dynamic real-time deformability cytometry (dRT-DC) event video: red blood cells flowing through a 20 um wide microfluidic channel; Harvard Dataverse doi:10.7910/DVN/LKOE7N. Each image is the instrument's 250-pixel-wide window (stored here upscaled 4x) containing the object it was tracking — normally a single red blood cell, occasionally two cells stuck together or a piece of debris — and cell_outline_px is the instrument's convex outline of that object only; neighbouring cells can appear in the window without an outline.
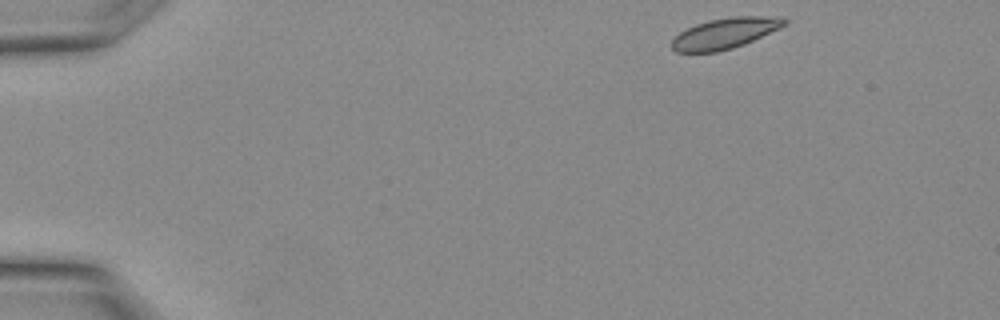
{"species": "Egyptian fruit bat (a non-hibernating species)", "species_latin": "Rousettus aegyptiacus", "temperature_condition": "warm", "stored_images_in_passage": 27, "camera_frame_rate_fps": 3000, "um_per_image_px": 0.085, "animal": {"sex": "female"}, "frame": {"image": 1, "passage_image": 1, "time_ms": 0.0, "image_size_px": [1000, 320], "cell_outline_px": [[788, 24], [780, 28], [744, 44], [732, 48], [716, 52], [676, 52], [672, 48], [672, 40], [680, 32], [696, 24], [712, 20], [732, 16], [780, 16], [788, 20]], "centroid_in_image_um": [61.67, 2.82], "position_along_channel_um": 23.3, "area_um2": 20.06}}
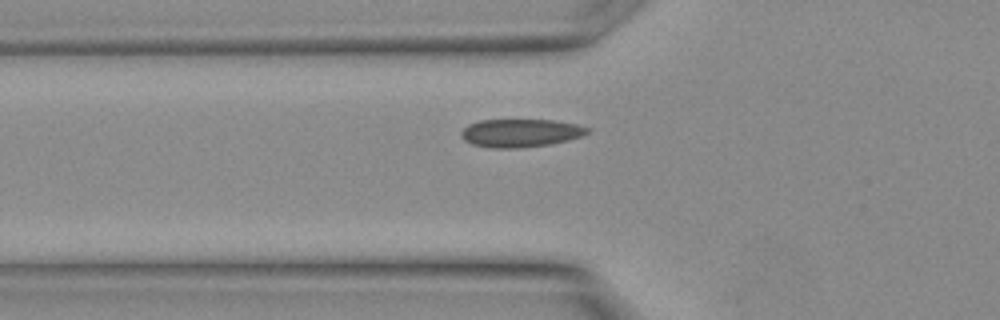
{"frame": {"image": 2, "passage_image": 8, "time_ms": 2.333, "image_size_px": [1000, 320], "cell_outline_px": [[592, 128], [588, 132], [580, 136], [568, 140], [548, 144], [520, 148], [492, 148], [472, 144], [464, 140], [460, 136], [460, 132], [468, 124], [480, 120], [552, 120], [576, 124]], "centroid_in_image_um": [44.21, 11.3], "position_along_channel_um": 81.6, "area_um2": 20.63}}
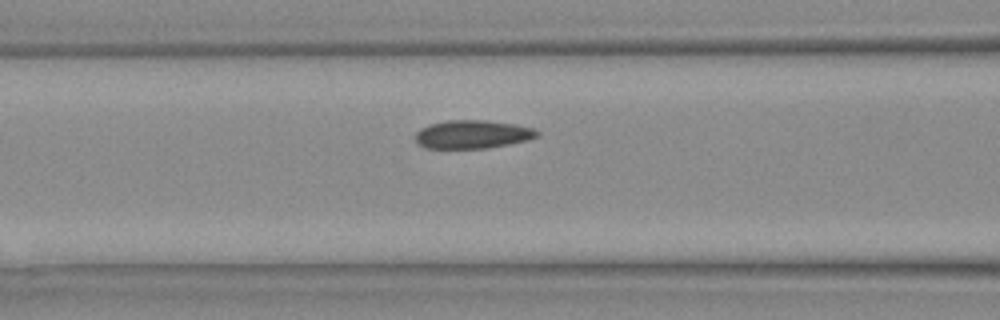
{"frame": {"image": 3, "passage_image": 10, "time_ms": 3.0, "image_size_px": [1000, 320], "cell_outline_px": [[540, 132], [536, 136], [528, 140], [488, 148], [424, 148], [416, 140], [416, 132], [420, 128], [428, 124], [448, 120], [488, 120], [512, 124], [532, 128]], "centroid_in_image_um": [40.13, 11.41], "position_along_channel_um": 126.5, "area_um2": 20.0}}